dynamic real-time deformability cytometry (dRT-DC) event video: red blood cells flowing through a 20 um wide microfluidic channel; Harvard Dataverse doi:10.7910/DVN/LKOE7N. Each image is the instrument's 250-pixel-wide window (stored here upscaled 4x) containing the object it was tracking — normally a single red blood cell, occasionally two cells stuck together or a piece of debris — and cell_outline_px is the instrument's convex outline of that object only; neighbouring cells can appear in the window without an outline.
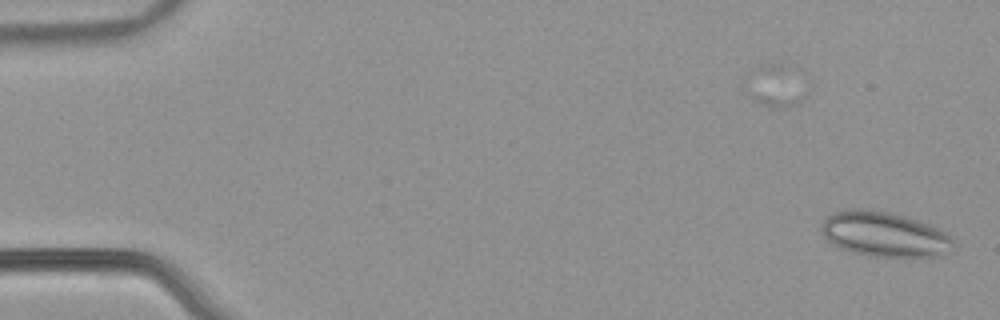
{"species": "common noctule bat (a hibernating species)", "species_latin": "Nyctalus noctula", "temperature_condition": "warm", "stored_images_in_passage": 53, "camera_frame_rate_fps": 3000, "um_per_image_px": 0.085, "animal": {"sex": "male", "body_mass_g": 21.5, "forearm_length_mm": 52.0}, "frame": {"image": 1, "passage_image": 1, "time_ms": 0.0, "image_size_px": [1000, 320], "cell_outline_px": [[960, 244], [956, 252], [944, 256], [868, 256], [852, 252], [840, 248], [832, 244], [824, 236], [820, 228], [824, 220], [828, 216], [836, 212], [848, 208], [868, 208], [888, 212], [904, 216], [928, 224], [944, 232], [956, 240]], "centroid_in_image_um": [75.26, 19.93], "position_along_channel_um": 9.7, "area_um2": 35.14}}
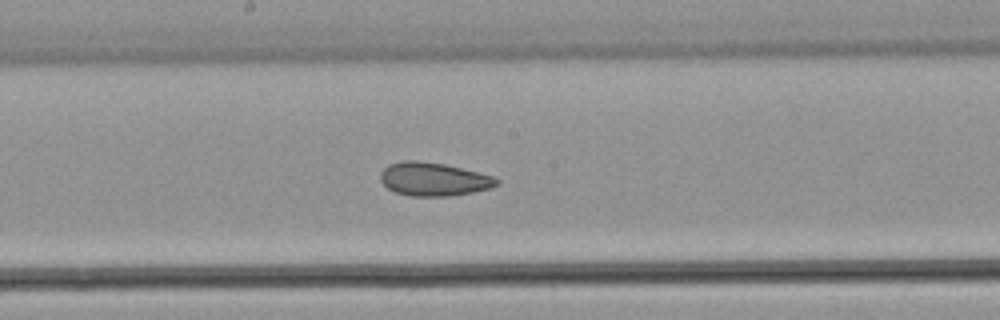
{"frame": {"image": 2, "passage_image": 29, "time_ms": 9.333, "image_size_px": [1000, 320], "cell_outline_px": [[500, 184], [492, 188], [472, 192], [448, 196], [408, 196], [396, 192], [388, 188], [380, 180], [380, 172], [388, 164], [400, 160], [416, 160], [444, 164], [492, 176], [500, 180]], "centroid_in_image_um": [36.83, 15.23], "position_along_channel_um": 211.4, "area_um2": 22.66}}
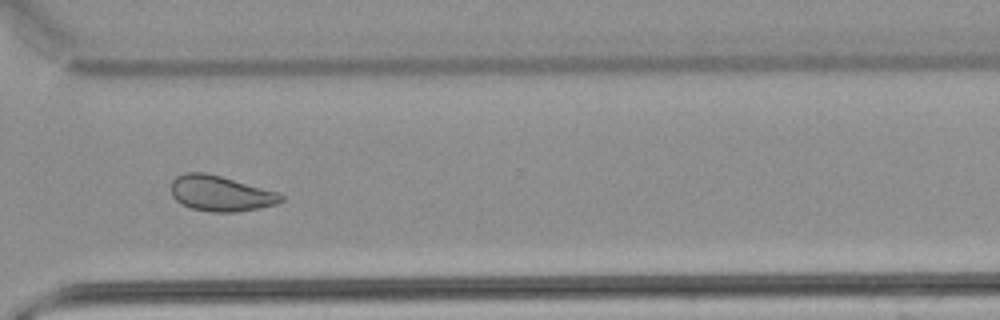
{"frame": {"image": 3, "passage_image": 40, "time_ms": 13.0, "image_size_px": [1000, 320], "cell_outline_px": [[284, 200], [276, 204], [236, 212], [212, 212], [192, 208], [180, 204], [172, 196], [172, 180], [176, 176], [184, 172], [204, 172], [220, 176], [276, 192], [284, 196]], "centroid_in_image_um": [18.7, 16.44], "position_along_channel_um": 351.9, "area_um2": 22.48}, "authors_computed_cell_mechanics": {"area_um2": 24.3338, "velocity_mm_per_s": 3.8261, "shape_relaxation_time_tau1_ms": null, "shape_relaxation_time_tau2_ms": 2.311, "deformation_change_tau1": null, "deformation_change_tau2": 0.0778}}